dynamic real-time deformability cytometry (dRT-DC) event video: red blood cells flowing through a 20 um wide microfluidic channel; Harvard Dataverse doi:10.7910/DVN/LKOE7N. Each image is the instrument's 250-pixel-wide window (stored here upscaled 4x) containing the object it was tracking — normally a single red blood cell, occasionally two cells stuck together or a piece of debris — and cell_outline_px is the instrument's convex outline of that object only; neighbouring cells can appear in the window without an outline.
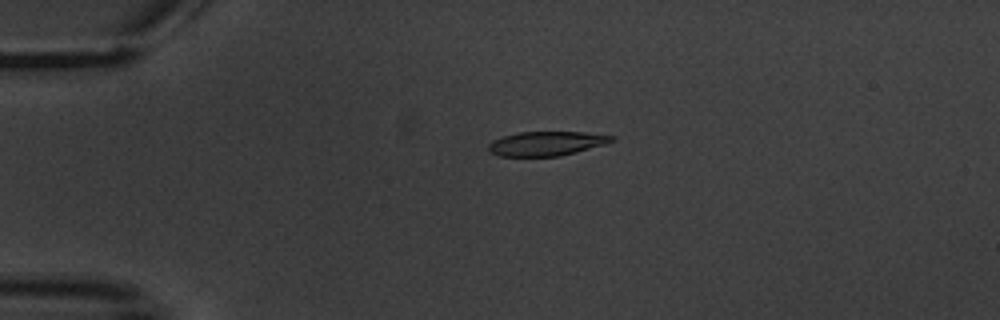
{"species": "common noctule bat (a hibernating species)", "species_latin": "Nyctalus noctula", "temperature_condition": "warm", "stored_images_in_passage": 5, "camera_frame_rate_fps": 3000, "um_per_image_px": 0.085, "animal": {"sex": "male", "body_mass_g": 20.1, "forearm_length_mm": 53.5}, "frame": {"image": 1, "passage_image": 4, "time_ms": 3.333, "image_size_px": [1000, 320], "cell_outline_px": [[616, 140], [604, 144], [560, 156], [500, 156], [488, 152], [488, 144], [492, 140], [504, 136], [520, 132], [584, 132], [616, 136]], "centroid_in_image_um": [46.43, 12.2], "position_along_channel_um": 38.6, "area_um2": 17.4}}